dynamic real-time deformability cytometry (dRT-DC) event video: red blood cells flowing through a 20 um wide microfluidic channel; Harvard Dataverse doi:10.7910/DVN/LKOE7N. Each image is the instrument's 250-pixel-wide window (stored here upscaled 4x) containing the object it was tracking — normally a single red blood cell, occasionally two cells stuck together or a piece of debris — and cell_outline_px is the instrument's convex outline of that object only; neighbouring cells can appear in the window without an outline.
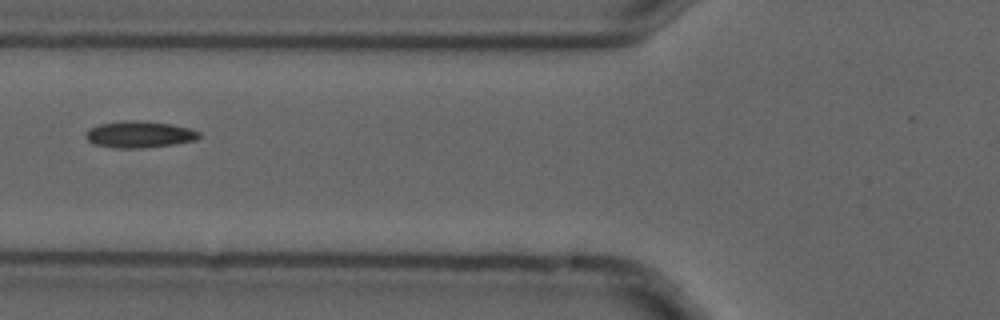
{"species": "common noctule bat (a hibernating species)", "species_latin": "Nyctalus noctula", "temperature_condition": "cold", "stored_images_in_passage": 6, "camera_frame_rate_fps": 3000, "um_per_image_px": 0.085, "animal": {"sex": "male", "forearm_length_mm": 52.5}, "frame": {"image": 1, "passage_image": 3, "time_ms": 0.667, "image_size_px": [1000, 320], "cell_outline_px": [[200, 136], [196, 140], [172, 144], [144, 148], [112, 148], [96, 144], [88, 140], [84, 136], [88, 128], [100, 124], [128, 120], [136, 120], [172, 124], [188, 128], [200, 132]], "centroid_in_image_um": [11.83, 11.42], "position_along_channel_um": 114.0, "area_um2": 17.51}}
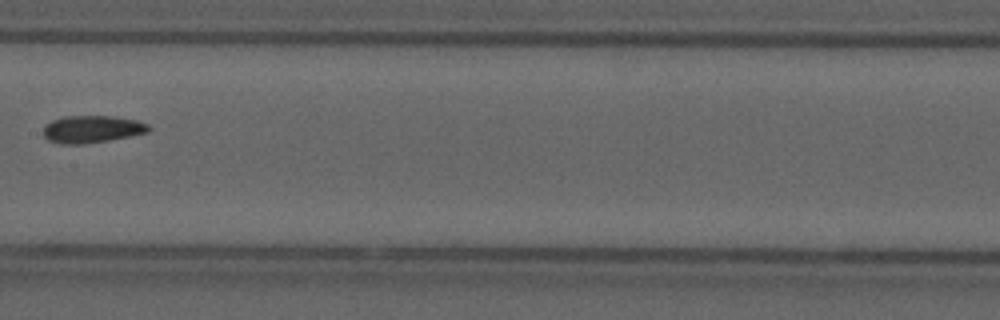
{"frame": {"image": 2, "passage_image": 5, "time_ms": 1.333, "image_size_px": [1000, 320], "cell_outline_px": [[152, 128], [148, 132], [108, 140], [84, 144], [60, 144], [48, 140], [44, 136], [44, 128], [52, 120], [64, 116], [112, 116], [136, 120], [148, 124]], "centroid_in_image_um": [7.82, 10.98], "position_along_channel_um": 199.6, "area_um2": 16.65}}
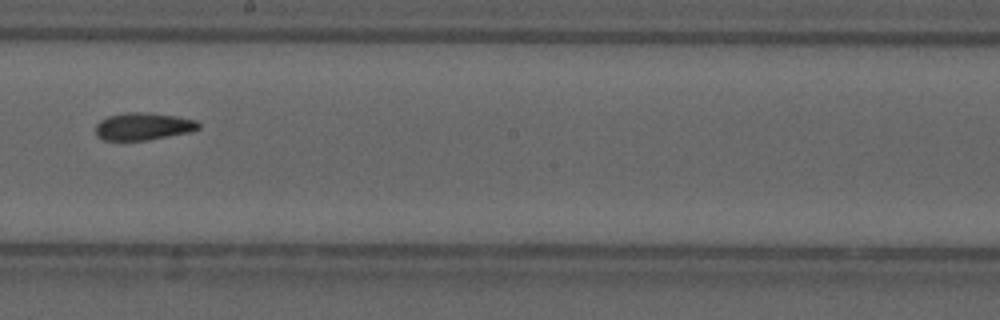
{"frame": {"image": 3, "passage_image": 6, "time_ms": 1.667, "image_size_px": [1000, 320], "cell_outline_px": [[200, 128], [188, 132], [148, 140], [104, 140], [96, 136], [96, 124], [100, 120], [108, 116], [124, 112], [148, 112], [176, 116], [196, 120], [200, 124]], "centroid_in_image_um": [12.15, 10.73], "position_along_channel_um": 236.1, "area_um2": 16.47}}